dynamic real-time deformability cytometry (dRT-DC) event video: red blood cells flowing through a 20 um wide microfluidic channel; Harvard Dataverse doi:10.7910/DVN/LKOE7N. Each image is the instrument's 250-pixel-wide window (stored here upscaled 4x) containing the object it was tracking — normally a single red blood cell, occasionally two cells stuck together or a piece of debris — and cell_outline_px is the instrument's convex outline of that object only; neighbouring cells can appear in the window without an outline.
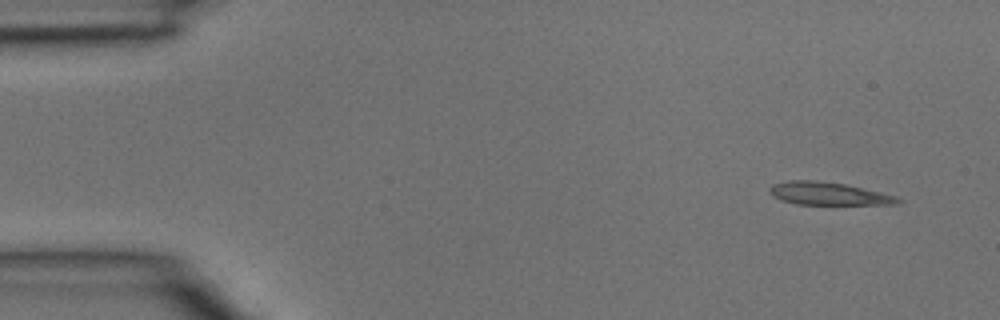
{"species": "common noctule bat (a hibernating species)", "species_latin": "Nyctalus noctula", "temperature_condition": "room temperature", "stored_images_in_passage": 3, "camera_frame_rate_fps": 3000, "um_per_image_px": 0.085, "animal": {"sex": "male", "body_mass_g": 15.6}, "frame": {"image": 1, "passage_image": 1, "time_ms": 0.0, "image_size_px": [1000, 320], "cell_outline_px": [[904, 200], [900, 204], [796, 204], [780, 200], [772, 196], [768, 192], [768, 188], [772, 184], [788, 180], [812, 180], [844, 184], [880, 192], [896, 196]], "centroid_in_image_um": [70.37, 16.46], "position_along_channel_um": 14.6, "area_um2": 17.05}}
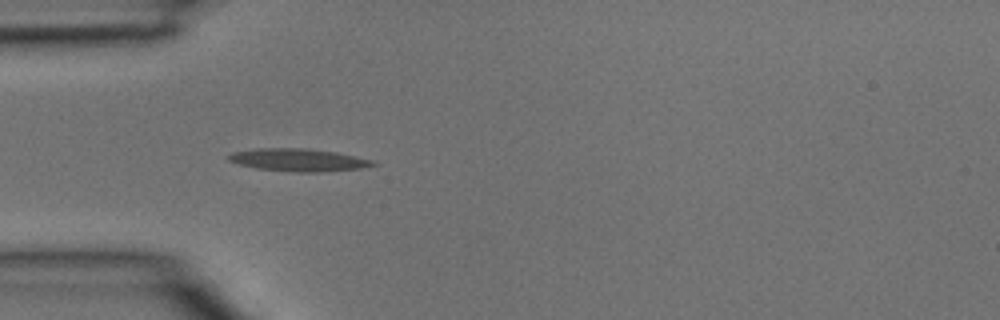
{"frame": {"image": 2, "passage_image": 3, "time_ms": 0.667, "image_size_px": [1000, 320], "cell_outline_px": [[380, 164], [360, 168], [320, 172], [296, 172], [256, 168], [240, 164], [228, 160], [228, 156], [232, 152], [256, 148], [304, 148], [336, 152], [372, 160]], "centroid_in_image_um": [25.36, 13.59], "position_along_channel_um": 59.6, "area_um2": 18.9}}